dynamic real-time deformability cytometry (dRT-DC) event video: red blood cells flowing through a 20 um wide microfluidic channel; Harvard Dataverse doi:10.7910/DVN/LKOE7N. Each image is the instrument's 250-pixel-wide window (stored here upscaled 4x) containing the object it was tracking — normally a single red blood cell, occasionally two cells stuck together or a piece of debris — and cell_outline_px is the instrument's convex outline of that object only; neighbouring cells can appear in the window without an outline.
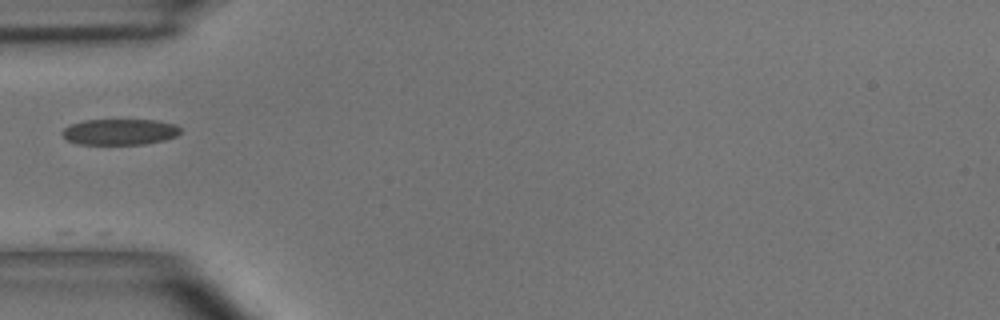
{"species": "common noctule bat (a hibernating species)", "species_latin": "Nyctalus noctula", "temperature_condition": "room temperature", "stored_images_in_passage": 5, "camera_frame_rate_fps": 3000, "um_per_image_px": 0.085, "animal": {"sex": "male", "body_mass_g": 15.6}, "frame": {"image": 1, "passage_image": 5, "time_ms": 4.333, "image_size_px": [1000, 320], "cell_outline_px": [[180, 132], [176, 136], [164, 140], [144, 144], [80, 144], [68, 140], [60, 132], [64, 128], [72, 124], [84, 120], [156, 120], [176, 124], [180, 128]], "centroid_in_image_um": [10.19, 11.2], "position_along_channel_um": 74.8, "area_um2": 17.8}}